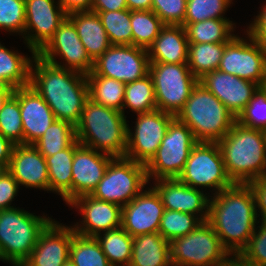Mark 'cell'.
I'll use <instances>...</instances> for the list:
<instances>
[{"mask_svg": "<svg viewBox=\"0 0 266 266\" xmlns=\"http://www.w3.org/2000/svg\"><path fill=\"white\" fill-rule=\"evenodd\" d=\"M258 212L247 184L234 183L210 197L207 222L230 254L241 253L255 231Z\"/></svg>", "mask_w": 266, "mask_h": 266, "instance_id": "1", "label": "cell"}, {"mask_svg": "<svg viewBox=\"0 0 266 266\" xmlns=\"http://www.w3.org/2000/svg\"><path fill=\"white\" fill-rule=\"evenodd\" d=\"M29 85L48 104L56 119L77 125L89 98L85 74L58 67L36 54L31 64Z\"/></svg>", "mask_w": 266, "mask_h": 266, "instance_id": "2", "label": "cell"}, {"mask_svg": "<svg viewBox=\"0 0 266 266\" xmlns=\"http://www.w3.org/2000/svg\"><path fill=\"white\" fill-rule=\"evenodd\" d=\"M226 173L233 183L246 184L266 176V141L263 130L237 121L218 142Z\"/></svg>", "mask_w": 266, "mask_h": 266, "instance_id": "3", "label": "cell"}, {"mask_svg": "<svg viewBox=\"0 0 266 266\" xmlns=\"http://www.w3.org/2000/svg\"><path fill=\"white\" fill-rule=\"evenodd\" d=\"M126 116L117 110L87 99L80 121L75 126L81 145L112 157H125L127 149Z\"/></svg>", "mask_w": 266, "mask_h": 266, "instance_id": "4", "label": "cell"}, {"mask_svg": "<svg viewBox=\"0 0 266 266\" xmlns=\"http://www.w3.org/2000/svg\"><path fill=\"white\" fill-rule=\"evenodd\" d=\"M176 118L191 129L198 142H218L237 121V117L199 82Z\"/></svg>", "mask_w": 266, "mask_h": 266, "instance_id": "5", "label": "cell"}, {"mask_svg": "<svg viewBox=\"0 0 266 266\" xmlns=\"http://www.w3.org/2000/svg\"><path fill=\"white\" fill-rule=\"evenodd\" d=\"M51 220L16 207L0 210V260L21 266Z\"/></svg>", "mask_w": 266, "mask_h": 266, "instance_id": "6", "label": "cell"}, {"mask_svg": "<svg viewBox=\"0 0 266 266\" xmlns=\"http://www.w3.org/2000/svg\"><path fill=\"white\" fill-rule=\"evenodd\" d=\"M197 143L191 129L175 117L168 125L156 154L145 165L148 181L178 178Z\"/></svg>", "mask_w": 266, "mask_h": 266, "instance_id": "7", "label": "cell"}, {"mask_svg": "<svg viewBox=\"0 0 266 266\" xmlns=\"http://www.w3.org/2000/svg\"><path fill=\"white\" fill-rule=\"evenodd\" d=\"M229 255L207 221L170 242L172 266H220Z\"/></svg>", "mask_w": 266, "mask_h": 266, "instance_id": "8", "label": "cell"}, {"mask_svg": "<svg viewBox=\"0 0 266 266\" xmlns=\"http://www.w3.org/2000/svg\"><path fill=\"white\" fill-rule=\"evenodd\" d=\"M148 183L144 164L127 157H113L90 195L122 207L133 200Z\"/></svg>", "mask_w": 266, "mask_h": 266, "instance_id": "9", "label": "cell"}, {"mask_svg": "<svg viewBox=\"0 0 266 266\" xmlns=\"http://www.w3.org/2000/svg\"><path fill=\"white\" fill-rule=\"evenodd\" d=\"M149 75L154 85L157 109L175 117L199 82L187 63H150Z\"/></svg>", "mask_w": 266, "mask_h": 266, "instance_id": "10", "label": "cell"}, {"mask_svg": "<svg viewBox=\"0 0 266 266\" xmlns=\"http://www.w3.org/2000/svg\"><path fill=\"white\" fill-rule=\"evenodd\" d=\"M178 179L193 188H212V195L231 187L223 157L217 142H198L190 151L185 167Z\"/></svg>", "mask_w": 266, "mask_h": 266, "instance_id": "11", "label": "cell"}, {"mask_svg": "<svg viewBox=\"0 0 266 266\" xmlns=\"http://www.w3.org/2000/svg\"><path fill=\"white\" fill-rule=\"evenodd\" d=\"M247 33V41L237 34L226 43L218 70L241 79L266 85V50Z\"/></svg>", "mask_w": 266, "mask_h": 266, "instance_id": "12", "label": "cell"}, {"mask_svg": "<svg viewBox=\"0 0 266 266\" xmlns=\"http://www.w3.org/2000/svg\"><path fill=\"white\" fill-rule=\"evenodd\" d=\"M149 57L144 48L134 45H111L93 64L87 75H100L123 83L139 80L149 74Z\"/></svg>", "mask_w": 266, "mask_h": 266, "instance_id": "13", "label": "cell"}, {"mask_svg": "<svg viewBox=\"0 0 266 266\" xmlns=\"http://www.w3.org/2000/svg\"><path fill=\"white\" fill-rule=\"evenodd\" d=\"M174 118V115L158 109L147 113H138L134 132L127 124L125 157L146 165L156 154L168 125Z\"/></svg>", "mask_w": 266, "mask_h": 266, "instance_id": "14", "label": "cell"}, {"mask_svg": "<svg viewBox=\"0 0 266 266\" xmlns=\"http://www.w3.org/2000/svg\"><path fill=\"white\" fill-rule=\"evenodd\" d=\"M25 16L22 38L32 55H36L53 38L68 14L58 0H25Z\"/></svg>", "mask_w": 266, "mask_h": 266, "instance_id": "15", "label": "cell"}, {"mask_svg": "<svg viewBox=\"0 0 266 266\" xmlns=\"http://www.w3.org/2000/svg\"><path fill=\"white\" fill-rule=\"evenodd\" d=\"M43 60L61 68L70 69L82 74H89L93 69L94 61L88 55L81 43L73 22L66 17L55 31L53 38L37 54ZM61 57V62L56 57Z\"/></svg>", "mask_w": 266, "mask_h": 266, "instance_id": "16", "label": "cell"}, {"mask_svg": "<svg viewBox=\"0 0 266 266\" xmlns=\"http://www.w3.org/2000/svg\"><path fill=\"white\" fill-rule=\"evenodd\" d=\"M79 209L82 215L81 223H74L75 233L96 237L100 233L121 227L122 207L116 203L99 200L90 194L75 198L69 204Z\"/></svg>", "mask_w": 266, "mask_h": 266, "instance_id": "17", "label": "cell"}, {"mask_svg": "<svg viewBox=\"0 0 266 266\" xmlns=\"http://www.w3.org/2000/svg\"><path fill=\"white\" fill-rule=\"evenodd\" d=\"M52 219L41 231L29 257L21 266H63L69 260L72 226H65Z\"/></svg>", "mask_w": 266, "mask_h": 266, "instance_id": "18", "label": "cell"}, {"mask_svg": "<svg viewBox=\"0 0 266 266\" xmlns=\"http://www.w3.org/2000/svg\"><path fill=\"white\" fill-rule=\"evenodd\" d=\"M163 212L160 196L148 187L122 206L121 227L132 237L158 232Z\"/></svg>", "mask_w": 266, "mask_h": 266, "instance_id": "19", "label": "cell"}, {"mask_svg": "<svg viewBox=\"0 0 266 266\" xmlns=\"http://www.w3.org/2000/svg\"><path fill=\"white\" fill-rule=\"evenodd\" d=\"M155 182L152 187L160 196L164 209L193 214L202 222L207 221L210 195L182 183L178 178L158 179Z\"/></svg>", "mask_w": 266, "mask_h": 266, "instance_id": "20", "label": "cell"}, {"mask_svg": "<svg viewBox=\"0 0 266 266\" xmlns=\"http://www.w3.org/2000/svg\"><path fill=\"white\" fill-rule=\"evenodd\" d=\"M199 83L215 95L235 117L244 110L260 86L218 69L205 74L199 79Z\"/></svg>", "mask_w": 266, "mask_h": 266, "instance_id": "21", "label": "cell"}, {"mask_svg": "<svg viewBox=\"0 0 266 266\" xmlns=\"http://www.w3.org/2000/svg\"><path fill=\"white\" fill-rule=\"evenodd\" d=\"M113 157L84 145H79L73 156L71 201L91 194L104 176Z\"/></svg>", "mask_w": 266, "mask_h": 266, "instance_id": "22", "label": "cell"}, {"mask_svg": "<svg viewBox=\"0 0 266 266\" xmlns=\"http://www.w3.org/2000/svg\"><path fill=\"white\" fill-rule=\"evenodd\" d=\"M19 101L24 133V145H33L56 120L44 99L30 86L14 90Z\"/></svg>", "mask_w": 266, "mask_h": 266, "instance_id": "23", "label": "cell"}, {"mask_svg": "<svg viewBox=\"0 0 266 266\" xmlns=\"http://www.w3.org/2000/svg\"><path fill=\"white\" fill-rule=\"evenodd\" d=\"M7 170L19 186L49 191L47 163L34 145H15Z\"/></svg>", "mask_w": 266, "mask_h": 266, "instance_id": "24", "label": "cell"}, {"mask_svg": "<svg viewBox=\"0 0 266 266\" xmlns=\"http://www.w3.org/2000/svg\"><path fill=\"white\" fill-rule=\"evenodd\" d=\"M189 42L182 25H165L147 49L150 63H187Z\"/></svg>", "mask_w": 266, "mask_h": 266, "instance_id": "25", "label": "cell"}, {"mask_svg": "<svg viewBox=\"0 0 266 266\" xmlns=\"http://www.w3.org/2000/svg\"><path fill=\"white\" fill-rule=\"evenodd\" d=\"M67 17L73 22L81 43L93 61L111 46L97 13L74 11L68 13Z\"/></svg>", "mask_w": 266, "mask_h": 266, "instance_id": "26", "label": "cell"}, {"mask_svg": "<svg viewBox=\"0 0 266 266\" xmlns=\"http://www.w3.org/2000/svg\"><path fill=\"white\" fill-rule=\"evenodd\" d=\"M129 266H172L170 242L158 232L133 237Z\"/></svg>", "mask_w": 266, "mask_h": 266, "instance_id": "27", "label": "cell"}, {"mask_svg": "<svg viewBox=\"0 0 266 266\" xmlns=\"http://www.w3.org/2000/svg\"><path fill=\"white\" fill-rule=\"evenodd\" d=\"M80 145L76 139L68 148L45 157L49 177V191L56 192L66 204L71 202L72 163L75 149Z\"/></svg>", "mask_w": 266, "mask_h": 266, "instance_id": "28", "label": "cell"}, {"mask_svg": "<svg viewBox=\"0 0 266 266\" xmlns=\"http://www.w3.org/2000/svg\"><path fill=\"white\" fill-rule=\"evenodd\" d=\"M34 56L30 59V56L9 50L0 43V85L14 89L28 86Z\"/></svg>", "mask_w": 266, "mask_h": 266, "instance_id": "29", "label": "cell"}, {"mask_svg": "<svg viewBox=\"0 0 266 266\" xmlns=\"http://www.w3.org/2000/svg\"><path fill=\"white\" fill-rule=\"evenodd\" d=\"M189 43H227L235 34V23L229 19H207L182 24Z\"/></svg>", "mask_w": 266, "mask_h": 266, "instance_id": "30", "label": "cell"}, {"mask_svg": "<svg viewBox=\"0 0 266 266\" xmlns=\"http://www.w3.org/2000/svg\"><path fill=\"white\" fill-rule=\"evenodd\" d=\"M89 98L96 103L122 112L125 83L100 75H86Z\"/></svg>", "mask_w": 266, "mask_h": 266, "instance_id": "31", "label": "cell"}, {"mask_svg": "<svg viewBox=\"0 0 266 266\" xmlns=\"http://www.w3.org/2000/svg\"><path fill=\"white\" fill-rule=\"evenodd\" d=\"M226 43H189L187 64L199 80L218 69Z\"/></svg>", "mask_w": 266, "mask_h": 266, "instance_id": "32", "label": "cell"}, {"mask_svg": "<svg viewBox=\"0 0 266 266\" xmlns=\"http://www.w3.org/2000/svg\"><path fill=\"white\" fill-rule=\"evenodd\" d=\"M96 239L112 266H129L133 237L127 231L119 227L100 233Z\"/></svg>", "mask_w": 266, "mask_h": 266, "instance_id": "33", "label": "cell"}, {"mask_svg": "<svg viewBox=\"0 0 266 266\" xmlns=\"http://www.w3.org/2000/svg\"><path fill=\"white\" fill-rule=\"evenodd\" d=\"M75 140V126L56 119L33 145L44 157H50L68 148Z\"/></svg>", "mask_w": 266, "mask_h": 266, "instance_id": "34", "label": "cell"}, {"mask_svg": "<svg viewBox=\"0 0 266 266\" xmlns=\"http://www.w3.org/2000/svg\"><path fill=\"white\" fill-rule=\"evenodd\" d=\"M126 107L136 114L147 113L157 109L154 85L149 74L139 80L125 84V97L122 108L124 115Z\"/></svg>", "mask_w": 266, "mask_h": 266, "instance_id": "35", "label": "cell"}, {"mask_svg": "<svg viewBox=\"0 0 266 266\" xmlns=\"http://www.w3.org/2000/svg\"><path fill=\"white\" fill-rule=\"evenodd\" d=\"M132 45L148 49L165 24L152 10L131 11Z\"/></svg>", "mask_w": 266, "mask_h": 266, "instance_id": "36", "label": "cell"}, {"mask_svg": "<svg viewBox=\"0 0 266 266\" xmlns=\"http://www.w3.org/2000/svg\"><path fill=\"white\" fill-rule=\"evenodd\" d=\"M69 259L75 266H112L96 239L74 233Z\"/></svg>", "mask_w": 266, "mask_h": 266, "instance_id": "37", "label": "cell"}, {"mask_svg": "<svg viewBox=\"0 0 266 266\" xmlns=\"http://www.w3.org/2000/svg\"><path fill=\"white\" fill-rule=\"evenodd\" d=\"M97 13L111 45H132L131 11H91Z\"/></svg>", "mask_w": 266, "mask_h": 266, "instance_id": "38", "label": "cell"}, {"mask_svg": "<svg viewBox=\"0 0 266 266\" xmlns=\"http://www.w3.org/2000/svg\"><path fill=\"white\" fill-rule=\"evenodd\" d=\"M201 220L189 213L164 209L158 233L168 242L192 232Z\"/></svg>", "mask_w": 266, "mask_h": 266, "instance_id": "39", "label": "cell"}, {"mask_svg": "<svg viewBox=\"0 0 266 266\" xmlns=\"http://www.w3.org/2000/svg\"><path fill=\"white\" fill-rule=\"evenodd\" d=\"M0 134L15 145H24L19 101L12 95L0 111Z\"/></svg>", "mask_w": 266, "mask_h": 266, "instance_id": "40", "label": "cell"}, {"mask_svg": "<svg viewBox=\"0 0 266 266\" xmlns=\"http://www.w3.org/2000/svg\"><path fill=\"white\" fill-rule=\"evenodd\" d=\"M232 0H187L183 24L196 23L207 19H227L224 17Z\"/></svg>", "mask_w": 266, "mask_h": 266, "instance_id": "41", "label": "cell"}, {"mask_svg": "<svg viewBox=\"0 0 266 266\" xmlns=\"http://www.w3.org/2000/svg\"><path fill=\"white\" fill-rule=\"evenodd\" d=\"M237 122L243 126L266 130V85L259 86L249 103L238 115Z\"/></svg>", "mask_w": 266, "mask_h": 266, "instance_id": "42", "label": "cell"}, {"mask_svg": "<svg viewBox=\"0 0 266 266\" xmlns=\"http://www.w3.org/2000/svg\"><path fill=\"white\" fill-rule=\"evenodd\" d=\"M25 23V0H0V29L20 36Z\"/></svg>", "mask_w": 266, "mask_h": 266, "instance_id": "43", "label": "cell"}, {"mask_svg": "<svg viewBox=\"0 0 266 266\" xmlns=\"http://www.w3.org/2000/svg\"><path fill=\"white\" fill-rule=\"evenodd\" d=\"M187 0H152V11L165 25H182Z\"/></svg>", "mask_w": 266, "mask_h": 266, "instance_id": "44", "label": "cell"}, {"mask_svg": "<svg viewBox=\"0 0 266 266\" xmlns=\"http://www.w3.org/2000/svg\"><path fill=\"white\" fill-rule=\"evenodd\" d=\"M260 224L240 254L255 266H266V224Z\"/></svg>", "mask_w": 266, "mask_h": 266, "instance_id": "45", "label": "cell"}, {"mask_svg": "<svg viewBox=\"0 0 266 266\" xmlns=\"http://www.w3.org/2000/svg\"><path fill=\"white\" fill-rule=\"evenodd\" d=\"M19 188V184L8 170L0 175V210L13 208L11 204Z\"/></svg>", "mask_w": 266, "mask_h": 266, "instance_id": "46", "label": "cell"}, {"mask_svg": "<svg viewBox=\"0 0 266 266\" xmlns=\"http://www.w3.org/2000/svg\"><path fill=\"white\" fill-rule=\"evenodd\" d=\"M254 196L256 210H259L260 222L266 224V176L256 178L246 183ZM258 208V209H257Z\"/></svg>", "mask_w": 266, "mask_h": 266, "instance_id": "47", "label": "cell"}, {"mask_svg": "<svg viewBox=\"0 0 266 266\" xmlns=\"http://www.w3.org/2000/svg\"><path fill=\"white\" fill-rule=\"evenodd\" d=\"M254 21L248 25L246 31L252 38L266 50V4L262 6Z\"/></svg>", "mask_w": 266, "mask_h": 266, "instance_id": "48", "label": "cell"}, {"mask_svg": "<svg viewBox=\"0 0 266 266\" xmlns=\"http://www.w3.org/2000/svg\"><path fill=\"white\" fill-rule=\"evenodd\" d=\"M128 9L126 0H93L90 11H118Z\"/></svg>", "mask_w": 266, "mask_h": 266, "instance_id": "49", "label": "cell"}, {"mask_svg": "<svg viewBox=\"0 0 266 266\" xmlns=\"http://www.w3.org/2000/svg\"><path fill=\"white\" fill-rule=\"evenodd\" d=\"M68 14L74 11H90L93 0H58Z\"/></svg>", "mask_w": 266, "mask_h": 266, "instance_id": "50", "label": "cell"}, {"mask_svg": "<svg viewBox=\"0 0 266 266\" xmlns=\"http://www.w3.org/2000/svg\"><path fill=\"white\" fill-rule=\"evenodd\" d=\"M15 144L0 134V163L8 168Z\"/></svg>", "mask_w": 266, "mask_h": 266, "instance_id": "51", "label": "cell"}, {"mask_svg": "<svg viewBox=\"0 0 266 266\" xmlns=\"http://www.w3.org/2000/svg\"><path fill=\"white\" fill-rule=\"evenodd\" d=\"M231 256V257H230ZM220 266H255L246 260L240 253L230 254Z\"/></svg>", "mask_w": 266, "mask_h": 266, "instance_id": "52", "label": "cell"}, {"mask_svg": "<svg viewBox=\"0 0 266 266\" xmlns=\"http://www.w3.org/2000/svg\"><path fill=\"white\" fill-rule=\"evenodd\" d=\"M130 11L151 10L152 0H126Z\"/></svg>", "mask_w": 266, "mask_h": 266, "instance_id": "53", "label": "cell"}, {"mask_svg": "<svg viewBox=\"0 0 266 266\" xmlns=\"http://www.w3.org/2000/svg\"><path fill=\"white\" fill-rule=\"evenodd\" d=\"M14 90L12 87L0 85V111L6 101L13 95Z\"/></svg>", "mask_w": 266, "mask_h": 266, "instance_id": "54", "label": "cell"}, {"mask_svg": "<svg viewBox=\"0 0 266 266\" xmlns=\"http://www.w3.org/2000/svg\"><path fill=\"white\" fill-rule=\"evenodd\" d=\"M6 170H7V168H6L3 164L0 163V175H1L3 172H5Z\"/></svg>", "mask_w": 266, "mask_h": 266, "instance_id": "55", "label": "cell"}, {"mask_svg": "<svg viewBox=\"0 0 266 266\" xmlns=\"http://www.w3.org/2000/svg\"><path fill=\"white\" fill-rule=\"evenodd\" d=\"M63 266H75V265H74V263L69 259L68 261H66V262L64 263Z\"/></svg>", "mask_w": 266, "mask_h": 266, "instance_id": "56", "label": "cell"}, {"mask_svg": "<svg viewBox=\"0 0 266 266\" xmlns=\"http://www.w3.org/2000/svg\"><path fill=\"white\" fill-rule=\"evenodd\" d=\"M264 136H265V141H266V130H264Z\"/></svg>", "mask_w": 266, "mask_h": 266, "instance_id": "57", "label": "cell"}]
</instances>
